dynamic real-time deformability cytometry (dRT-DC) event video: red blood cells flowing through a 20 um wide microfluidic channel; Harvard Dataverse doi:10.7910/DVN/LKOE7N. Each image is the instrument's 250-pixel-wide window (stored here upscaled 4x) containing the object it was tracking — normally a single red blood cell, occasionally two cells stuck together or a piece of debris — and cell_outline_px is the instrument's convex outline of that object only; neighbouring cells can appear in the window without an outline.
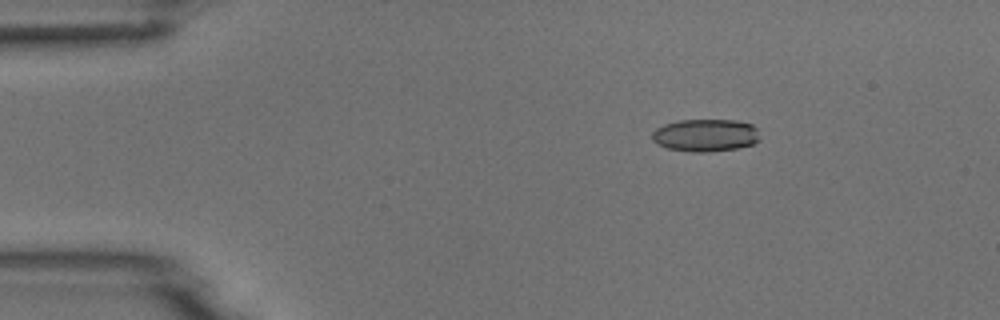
{"species": "common noctule bat (a hibernating species)", "species_latin": "Nyctalus noctula", "temperature_condition": "room temperature", "stored_images_in_passage": 5, "camera_frame_rate_fps": 3000, "um_per_image_px": 0.085, "animal": {"sex": "male", "body_mass_g": 18.8}, "frame": {"image": 1, "passage_image": 3, "time_ms": 0.667, "image_size_px": [1000, 320], "cell_outline_px": [[760, 140], [752, 144], [740, 148], [712, 152], [692, 152], [668, 148], [652, 140], [652, 132], [656, 128], [664, 124], [680, 120], [736, 120], [752, 124], [756, 128]], "centroid_in_image_um": [59.99, 11.5], "position_along_channel_um": 25.0, "area_um2": 20.52}}